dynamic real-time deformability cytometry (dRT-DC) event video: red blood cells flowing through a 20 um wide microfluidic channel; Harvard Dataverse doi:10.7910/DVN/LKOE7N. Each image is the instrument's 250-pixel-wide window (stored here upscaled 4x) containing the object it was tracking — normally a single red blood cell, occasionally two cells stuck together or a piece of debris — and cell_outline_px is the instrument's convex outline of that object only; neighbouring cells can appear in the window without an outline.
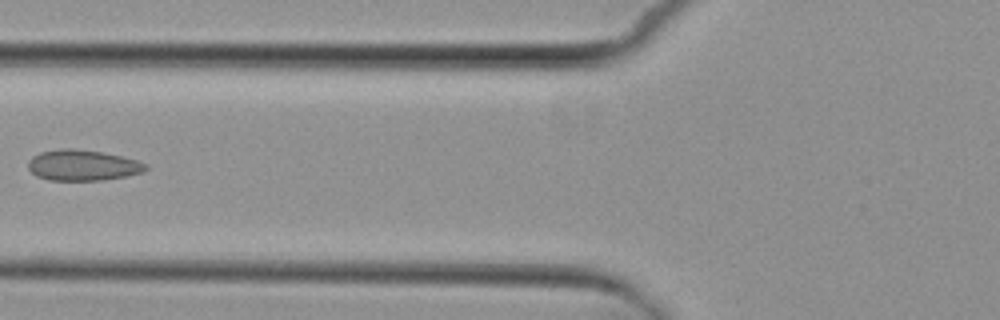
{"species": "common noctule bat (a hibernating species)", "species_latin": "Nyctalus noctula", "temperature_condition": "cold", "stored_images_in_passage": 4, "camera_frame_rate_fps": 3000, "um_per_image_px": 0.085, "animal": {"sex": "female", "body_mass_g": 29.2, "forearm_length_mm": 56.3}, "frame": {"image": 1, "passage_image": 3, "time_ms": 3.0, "image_size_px": [1000, 320], "cell_outline_px": [[148, 168], [144, 172], [104, 180], [48, 180], [36, 176], [28, 168], [28, 160], [32, 156], [40, 152], [60, 148], [72, 148], [100, 152], [120, 156], [136, 160], [148, 164]], "centroid_in_image_um": [7.0, 14.04], "position_along_channel_um": 118.8, "area_um2": 21.1}}
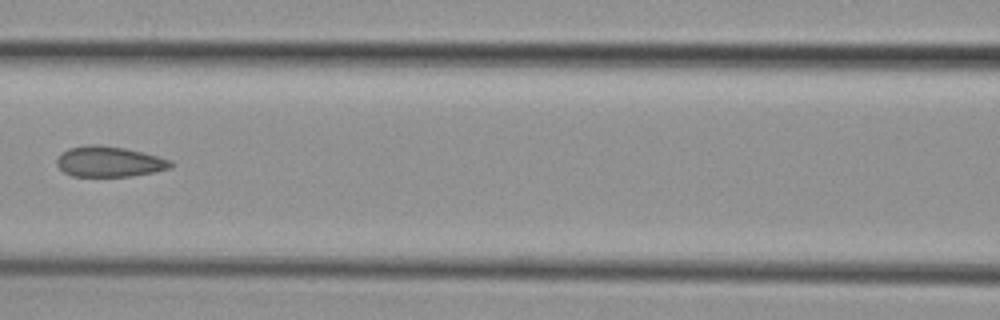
{"frame": {"image": 2, "passage_image": 4, "time_ms": 4.0, "image_size_px": [1000, 320], "cell_outline_px": [[176, 164], [172, 168], [132, 176], [72, 176], [64, 172], [56, 164], [56, 160], [60, 152], [68, 148], [88, 144], [100, 144], [124, 148], [172, 160]], "centroid_in_image_um": [9.27, 13.73], "position_along_channel_um": 157.3, "area_um2": 20.4}}